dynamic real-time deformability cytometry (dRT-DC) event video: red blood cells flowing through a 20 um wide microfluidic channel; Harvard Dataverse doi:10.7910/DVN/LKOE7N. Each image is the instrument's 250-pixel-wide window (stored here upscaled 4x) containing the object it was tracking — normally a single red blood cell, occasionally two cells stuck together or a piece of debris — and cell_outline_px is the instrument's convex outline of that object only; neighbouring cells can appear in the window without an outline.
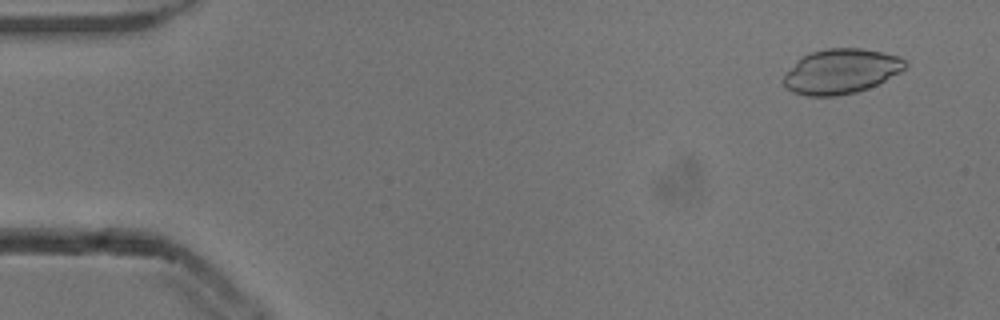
{"species": "common noctule bat (a hibernating species)", "species_latin": "Nyctalus noctula", "temperature_condition": "cold", "stored_images_in_passage": 53, "camera_frame_rate_fps": 3000, "um_per_image_px": 0.085, "animal": {"sex": "male", "body_mass_g": 13.3}, "frame": {"image": 1, "passage_image": 4, "time_ms": 1.0, "image_size_px": [1000, 320], "cell_outline_px": [[908, 64], [900, 72], [868, 88], [856, 92], [836, 96], [808, 96], [792, 92], [784, 84], [784, 76], [796, 60], [800, 56], [812, 52], [828, 48], [860, 48], [884, 52], [900, 56], [908, 60]], "centroid_in_image_um": [71.5, 6.05], "position_along_channel_um": 13.5, "area_um2": 31.79}}
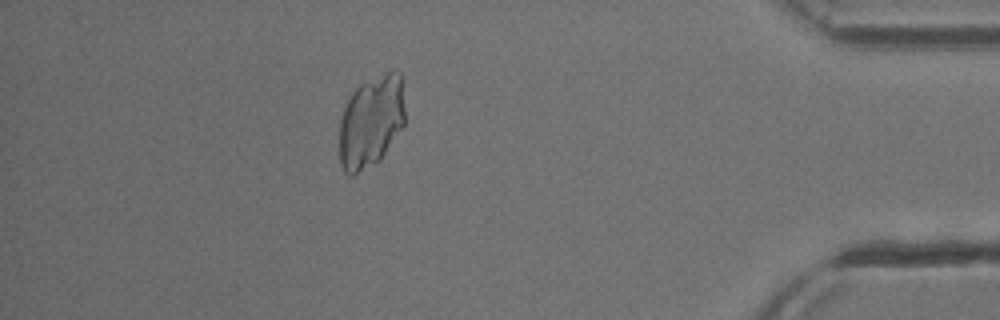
{"frame": {"image": 2, "passage_image": 47, "time_ms": 15.333, "image_size_px": [1000, 320], "cell_outline_px": [[404, 124], [380, 160], [352, 176], [348, 176], [344, 172], [340, 164], [340, 116], [352, 92], [360, 84], [392, 68], [400, 72], [404, 108]], "centroid_in_image_um": [31.53, 10.32], "position_along_channel_um": 403.7, "area_um2": 35.26}}